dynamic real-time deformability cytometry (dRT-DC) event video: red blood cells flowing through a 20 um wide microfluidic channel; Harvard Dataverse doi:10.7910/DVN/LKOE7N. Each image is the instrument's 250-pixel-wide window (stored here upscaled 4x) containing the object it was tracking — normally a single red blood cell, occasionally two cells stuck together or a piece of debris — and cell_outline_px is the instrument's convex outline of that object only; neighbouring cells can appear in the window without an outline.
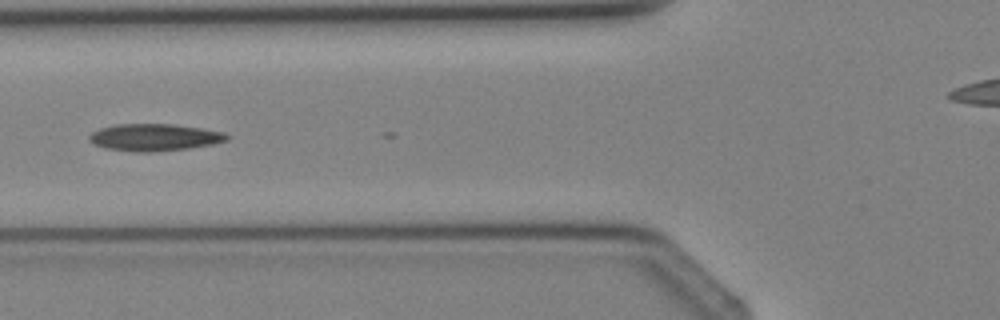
{"species": "Egyptian fruit bat (a non-hibernating species)", "species_latin": "Rousettus aegyptiacus", "temperature_condition": "cold", "stored_images_in_passage": 5, "camera_frame_rate_fps": 3000, "um_per_image_px": 0.085, "animal": {"sex": "female"}, "frame": {"image": 1, "passage_image": 5, "time_ms": 4.667, "image_size_px": [1000, 320], "cell_outline_px": [[232, 136], [228, 140], [212, 144], [188, 148], [148, 152], [140, 152], [104, 148], [88, 140], [88, 136], [92, 132], [100, 128], [116, 124], [176, 124], [204, 128], [224, 132]], "centroid_in_image_um": [13.16, 11.66], "position_along_channel_um": 112.6, "area_um2": 21.79}}